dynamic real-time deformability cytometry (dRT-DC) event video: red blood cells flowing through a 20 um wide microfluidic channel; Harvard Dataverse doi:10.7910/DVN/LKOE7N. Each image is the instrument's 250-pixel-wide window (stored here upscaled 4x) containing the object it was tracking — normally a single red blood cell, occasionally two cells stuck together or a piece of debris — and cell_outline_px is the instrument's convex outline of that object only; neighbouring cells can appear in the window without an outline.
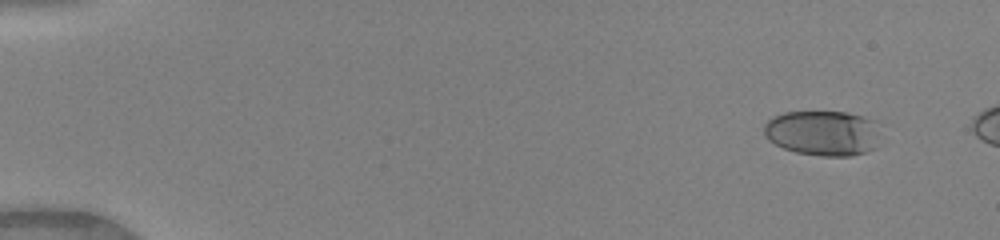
{"species": "human", "species_latin": "Homo sapiens", "temperature_condition": "warm", "stored_images_in_passage": 14, "camera_frame_rate_fps": 3000, "um_per_image_px": 0.085, "donor": {"sex": "female"}, "frame": {"image": 1, "passage_image": 5, "time_ms": 1.333, "image_size_px": [1000, 240], "cell_outline_px": [[876, 148], [852, 156], [820, 156], [796, 152], [784, 148], [768, 140], [764, 136], [764, 124], [772, 116], [784, 112], [848, 112], [876, 120]], "centroid_in_image_um": [69.9, 11.3], "position_along_channel_um": 15.1, "area_um2": 30.69}}